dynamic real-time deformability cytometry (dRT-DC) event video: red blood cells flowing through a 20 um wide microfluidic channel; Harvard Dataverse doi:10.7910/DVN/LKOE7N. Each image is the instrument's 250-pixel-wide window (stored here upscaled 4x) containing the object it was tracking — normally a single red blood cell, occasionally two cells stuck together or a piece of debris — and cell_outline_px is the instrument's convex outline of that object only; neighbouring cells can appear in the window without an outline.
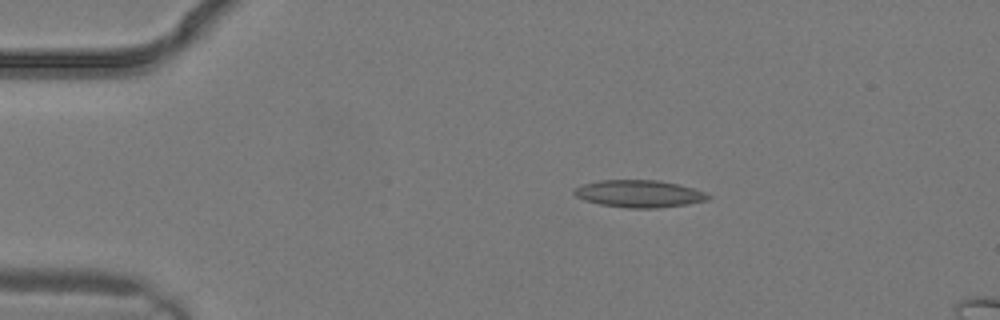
{"species": "common noctule bat (a hibernating species)", "species_latin": "Nyctalus noctula", "temperature_condition": "warm", "stored_images_in_passage": 4, "camera_frame_rate_fps": 3000, "um_per_image_px": 0.085, "animal": {"sex": "male", "body_mass_g": 19.2, "forearm_length_mm": 51.8}, "frame": {"image": 1, "passage_image": 2, "time_ms": 0.333, "image_size_px": [1000, 320], "cell_outline_px": [[712, 196], [708, 200], [688, 204], [656, 208], [628, 208], [600, 204], [584, 200], [576, 196], [572, 192], [580, 184], [600, 180], [660, 180], [680, 184], [704, 192]], "centroid_in_image_um": [54.33, 16.46], "position_along_channel_um": 30.7, "area_um2": 21.39}}